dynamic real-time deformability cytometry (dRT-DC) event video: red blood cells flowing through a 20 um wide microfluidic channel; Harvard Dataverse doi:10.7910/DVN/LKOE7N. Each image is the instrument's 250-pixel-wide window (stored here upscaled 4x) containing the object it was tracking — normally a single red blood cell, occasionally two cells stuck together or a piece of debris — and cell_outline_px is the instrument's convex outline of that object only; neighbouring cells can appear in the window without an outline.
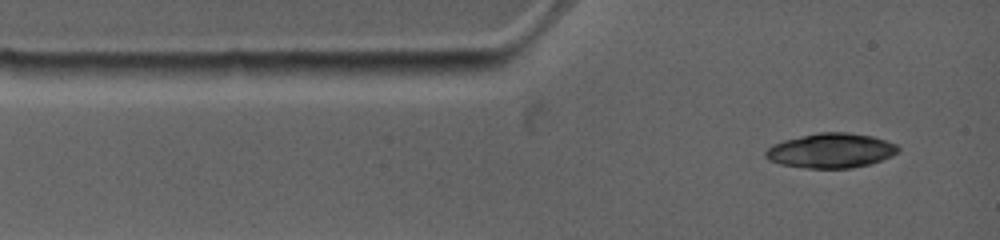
{"species": "common noctule bat (a hibernating species)", "species_latin": "Nyctalus noctula", "temperature_condition": "warm", "stored_images_in_passage": 5, "camera_frame_rate_fps": 4500, "um_per_image_px": 0.085, "animal": {"sex": "female", "body_mass_g": 19.0, "forearm_length_mm": 53.3}, "frame": {"image": 1, "passage_image": 1, "time_ms": 0.0, "image_size_px": [1000, 240], "cell_outline_px": [[900, 152], [892, 156], [872, 164], [852, 168], [804, 168], [780, 164], [768, 160], [764, 156], [764, 152], [768, 148], [776, 144], [788, 140], [804, 136], [824, 132], [840, 132], [868, 136], [884, 140], [896, 144], [900, 148]], "centroid_in_image_um": [70.66, 12.83], "position_along_channel_um": 14.3, "area_um2": 26.41}}